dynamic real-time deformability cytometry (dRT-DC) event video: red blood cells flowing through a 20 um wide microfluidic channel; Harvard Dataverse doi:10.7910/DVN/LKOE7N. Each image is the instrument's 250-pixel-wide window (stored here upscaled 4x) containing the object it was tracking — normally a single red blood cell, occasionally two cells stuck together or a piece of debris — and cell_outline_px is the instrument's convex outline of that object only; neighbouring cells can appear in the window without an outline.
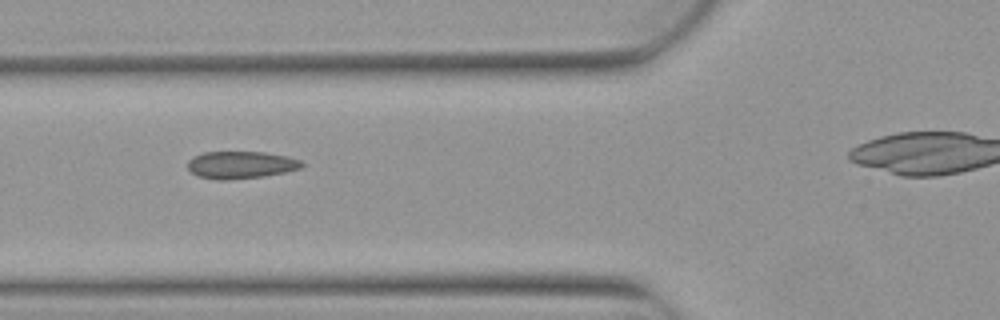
{"species": "Egyptian fruit bat (a non-hibernating species)", "species_latin": "Rousettus aegyptiacus", "temperature_condition": "warm", "stored_images_in_passage": 7, "camera_frame_rate_fps": 3000, "um_per_image_px": 0.085, "animal": {"sex": "female"}, "frame": {"image": 1, "passage_image": 5, "time_ms": 1.333, "image_size_px": [1000, 320], "cell_outline_px": [[304, 168], [264, 176], [228, 180], [216, 180], [196, 176], [188, 168], [188, 160], [192, 156], [204, 152], [264, 152], [288, 156], [300, 160], [304, 164]], "centroid_in_image_um": [20.47, 14.02], "position_along_channel_um": 105.3, "area_um2": 18.38}}
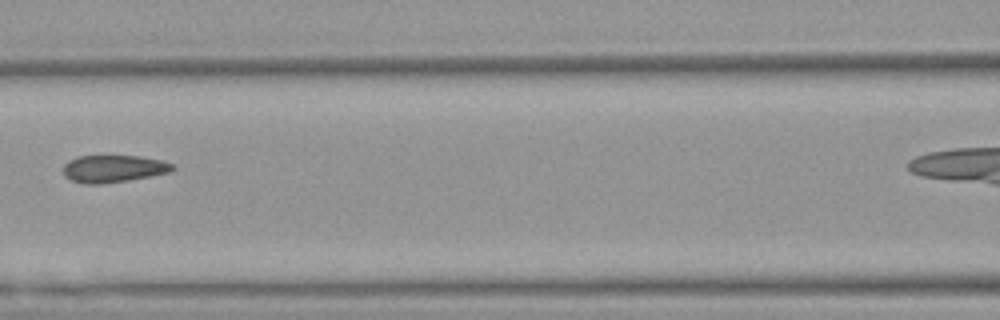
{"frame": {"image": 2, "passage_image": 6, "time_ms": 1.667, "image_size_px": [1000, 320], "cell_outline_px": [[176, 168], [172, 172], [128, 180], [100, 184], [84, 184], [72, 180], [64, 176], [64, 164], [68, 160], [76, 156], [140, 156], [160, 160], [176, 164]], "centroid_in_image_um": [9.67, 14.33], "position_along_channel_um": 156.9, "area_um2": 17.51}}
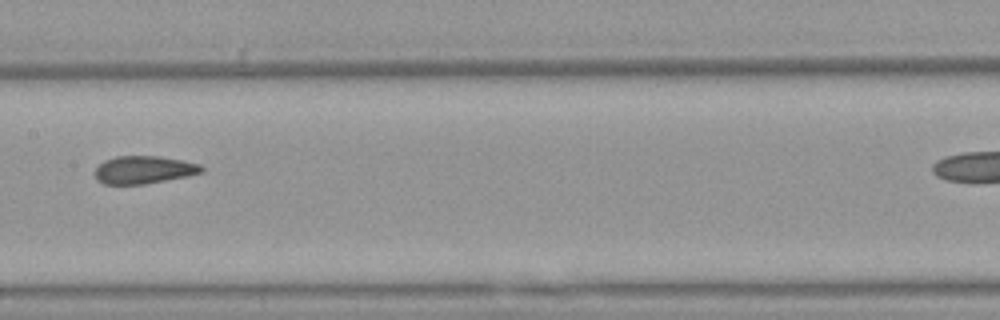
{"frame": {"image": 3, "passage_image": 7, "time_ms": 2.0, "image_size_px": [1000, 320], "cell_outline_px": [[204, 172], [188, 176], [144, 184], [104, 184], [96, 180], [92, 172], [104, 160], [116, 156], [160, 156], [200, 164], [204, 168]], "centroid_in_image_um": [12.19, 14.43], "position_along_channel_um": 195.2, "area_um2": 17.4}}